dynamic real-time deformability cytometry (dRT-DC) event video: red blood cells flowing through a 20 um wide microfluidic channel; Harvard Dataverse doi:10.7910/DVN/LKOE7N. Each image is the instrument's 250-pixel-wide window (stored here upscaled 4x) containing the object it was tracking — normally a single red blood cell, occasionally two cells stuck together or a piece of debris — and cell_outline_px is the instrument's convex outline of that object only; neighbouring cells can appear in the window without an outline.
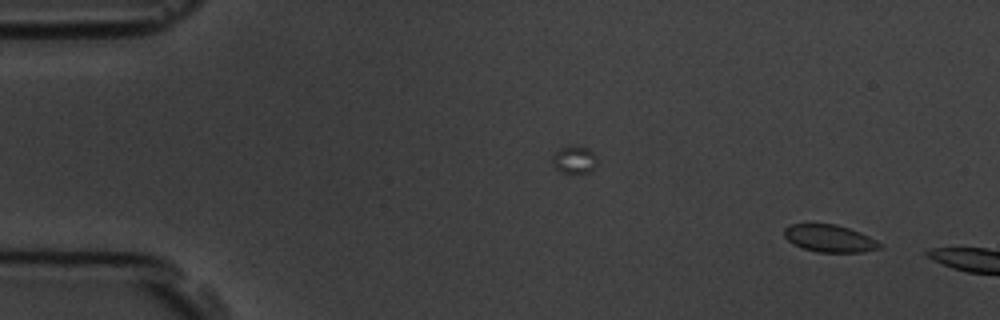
{"species": "common noctule bat (a hibernating species)", "species_latin": "Nyctalus noctula", "temperature_condition": "room temperature", "stored_images_in_passage": 3, "camera_frame_rate_fps": 3000, "um_per_image_px": 0.085, "animal": {"sex": "male", "body_mass_g": 19.5, "forearm_length_mm": 54.6}, "frame": {"image": 1, "passage_image": 1, "time_ms": 0.0, "image_size_px": [1000, 320], "cell_outline_px": [[884, 248], [864, 252], [820, 252], [804, 248], [792, 244], [784, 236], [784, 228], [792, 224], [836, 224], [860, 232], [876, 240]], "centroid_in_image_um": [70.53, 20.27], "position_along_channel_um": 14.5, "area_um2": 15.14}}